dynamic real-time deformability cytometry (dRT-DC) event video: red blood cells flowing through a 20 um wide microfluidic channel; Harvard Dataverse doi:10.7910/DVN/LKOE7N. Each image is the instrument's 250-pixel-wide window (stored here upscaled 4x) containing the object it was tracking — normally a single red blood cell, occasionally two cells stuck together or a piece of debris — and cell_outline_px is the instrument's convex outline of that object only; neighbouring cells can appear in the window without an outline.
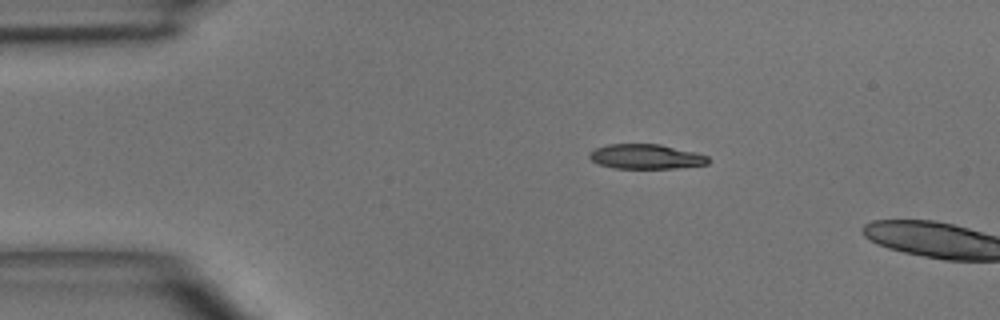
{"species": "common noctule bat (a hibernating species)", "species_latin": "Nyctalus noctula", "temperature_condition": "room temperature", "stored_images_in_passage": 2, "camera_frame_rate_fps": 3000, "um_per_image_px": 0.085, "animal": {"sex": "male", "body_mass_g": 15.6}, "frame": {"image": 1, "passage_image": 1, "time_ms": 0.0, "image_size_px": [1000, 320], "cell_outline_px": [[712, 160], [708, 164], [680, 168], [612, 168], [600, 164], [592, 160], [588, 156], [588, 152], [596, 148], [608, 144], [660, 144], [696, 152], [708, 156]], "centroid_in_image_um": [54.94, 13.31], "position_along_channel_um": 30.1, "area_um2": 17.28}}